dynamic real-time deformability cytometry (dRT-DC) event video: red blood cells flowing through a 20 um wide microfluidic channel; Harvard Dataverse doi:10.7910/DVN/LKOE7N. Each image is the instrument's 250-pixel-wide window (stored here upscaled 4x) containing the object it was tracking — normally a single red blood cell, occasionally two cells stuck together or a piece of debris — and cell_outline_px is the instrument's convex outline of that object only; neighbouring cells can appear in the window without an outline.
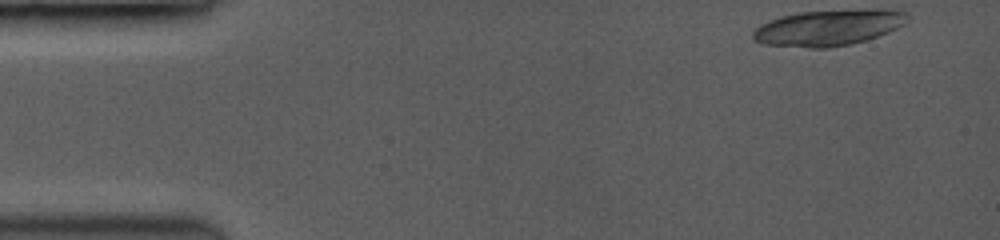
{"species": "common noctule bat (a hibernating species)", "species_latin": "Nyctalus noctula", "temperature_condition": "room temperature", "stored_images_in_passage": 29, "camera_frame_rate_fps": 3500, "um_per_image_px": 0.085, "animal": {"sex": "female", "body_mass_g": 19.0, "forearm_length_mm": 53.3}, "frame": {"image": 1, "passage_image": 1, "time_ms": 0.0, "image_size_px": [1000, 240], "cell_outline_px": [[904, 12], [900, 24], [888, 32], [864, 40], [848, 44], [824, 48], [816, 48], [764, 44], [756, 40], [752, 36], [752, 32], [756, 28], [772, 20], [784, 16], [804, 12]], "centroid_in_image_um": [70.21, 2.42], "position_along_channel_um": 14.8, "area_um2": 29.71}}
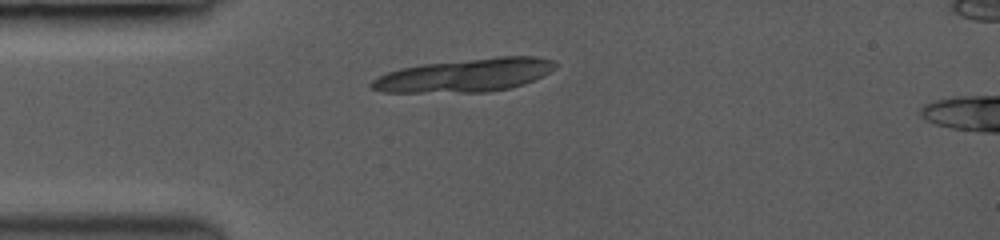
{"frame": {"image": 2, "passage_image": 7, "time_ms": 1.714, "image_size_px": [1000, 240], "cell_outline_px": [[556, 64], [548, 72], [532, 80], [508, 88], [484, 92], [384, 92], [372, 88], [372, 80], [388, 72], [404, 68], [424, 64], [500, 56], [536, 56], [552, 60]], "centroid_in_image_um": [39.53, 6.39], "position_along_channel_um": 45.5, "area_um2": 34.74}}
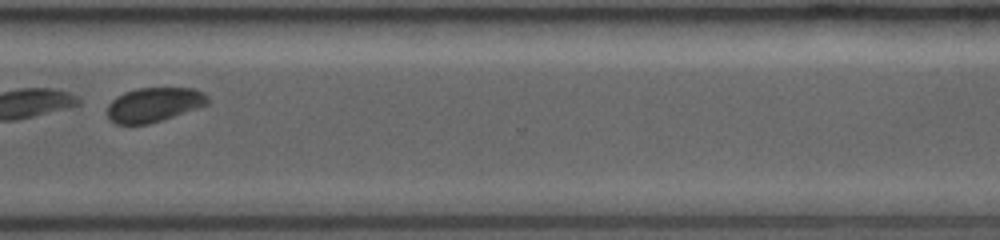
{"frame": {"image": 3, "passage_image": 23, "time_ms": 6.286, "image_size_px": [1000, 240], "cell_outline_px": [[212, 100], [208, 104], [200, 108], [148, 124], [116, 124], [108, 120], [108, 104], [116, 96], [124, 92], [140, 88], [192, 88], [204, 92]], "centroid_in_image_um": [13.12, 8.9], "position_along_channel_um": 357.5, "area_um2": 20.35}}